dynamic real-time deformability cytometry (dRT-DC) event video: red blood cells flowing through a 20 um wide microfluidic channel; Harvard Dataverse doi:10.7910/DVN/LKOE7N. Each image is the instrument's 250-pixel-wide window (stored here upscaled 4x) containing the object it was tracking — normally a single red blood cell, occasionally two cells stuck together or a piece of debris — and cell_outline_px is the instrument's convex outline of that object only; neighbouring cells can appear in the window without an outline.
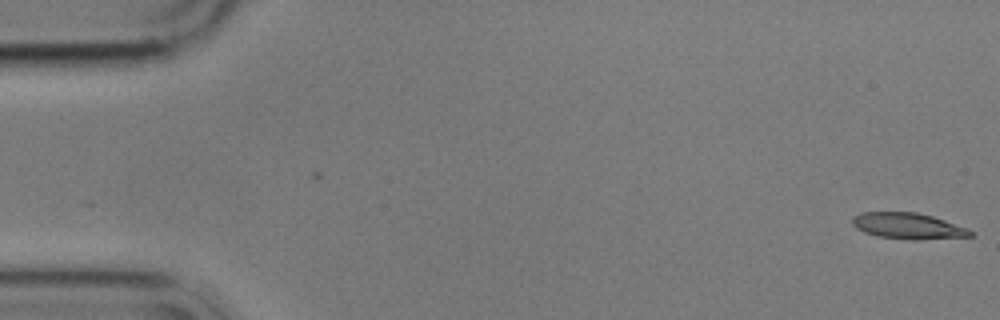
{"species": "common noctule bat (a hibernating species)", "species_latin": "Nyctalus noctula", "temperature_condition": "cold", "stored_images_in_passage": 56, "camera_frame_rate_fps": 3000, "um_per_image_px": 0.085, "animal": {"sex": "male", "body_mass_g": 17.9}, "frame": {"image": 1, "passage_image": 1, "time_ms": 0.0, "image_size_px": [1000, 320], "cell_outline_px": [[976, 236], [920, 240], [912, 240], [876, 236], [864, 232], [856, 228], [852, 224], [852, 216], [860, 212], [916, 212], [932, 216], [968, 228]], "centroid_in_image_um": [77.18, 19.21], "position_along_channel_um": 7.8, "area_um2": 18.15}}
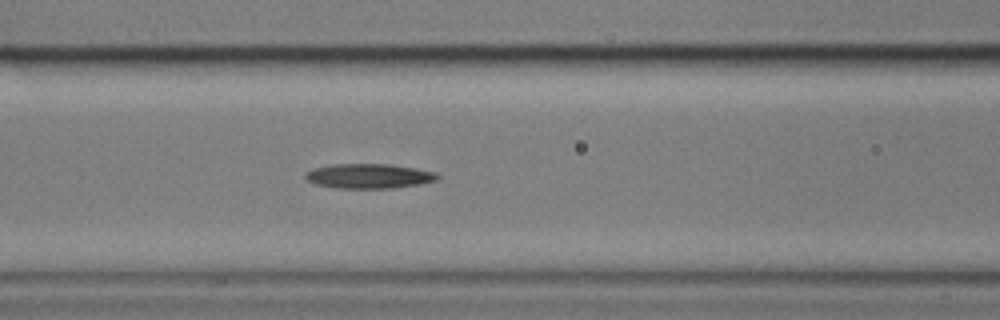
{"frame": {"image": 2, "passage_image": 23, "time_ms": 7.333, "image_size_px": [1000, 320], "cell_outline_px": [[440, 176], [436, 180], [416, 184], [392, 188], [336, 188], [316, 184], [308, 180], [304, 176], [312, 168], [336, 164], [388, 164], [416, 168], [436, 172]], "centroid_in_image_um": [31.36, 14.96], "position_along_channel_um": 135.2, "area_um2": 18.79}}
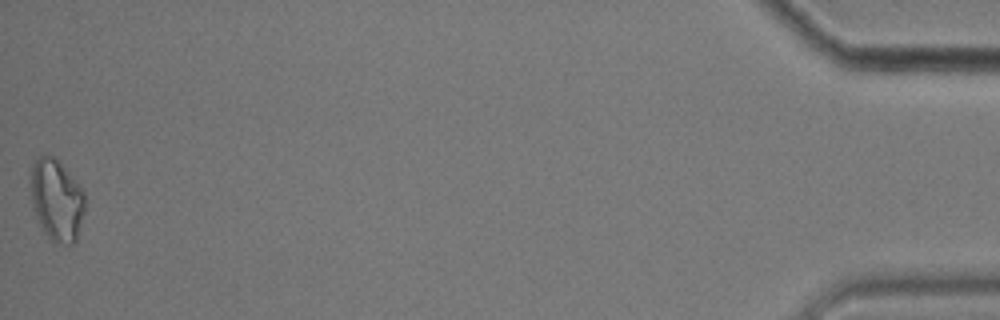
{"frame": {"image": 3, "passage_image": 56, "time_ms": 18.333, "image_size_px": [1000, 320], "cell_outline_px": [[84, 212], [76, 240], [72, 244], [68, 244], [52, 240], [44, 232], [32, 208], [28, 180], [32, 168], [36, 160], [40, 156], [48, 152], [56, 156], [84, 192]], "centroid_in_image_um": [4.77, 16.93], "position_along_channel_um": 430.4, "area_um2": 26.07}, "authors_computed_cell_mechanics": {"area_um2": 18.785, "velocity_mm_per_s": 3.5439, "shape_relaxation_time_tau1_ms": null, "shape_relaxation_time_tau2_ms": 11.0101, "deformation_change_tau1": null, "deformation_change_tau2": 0.2814}}